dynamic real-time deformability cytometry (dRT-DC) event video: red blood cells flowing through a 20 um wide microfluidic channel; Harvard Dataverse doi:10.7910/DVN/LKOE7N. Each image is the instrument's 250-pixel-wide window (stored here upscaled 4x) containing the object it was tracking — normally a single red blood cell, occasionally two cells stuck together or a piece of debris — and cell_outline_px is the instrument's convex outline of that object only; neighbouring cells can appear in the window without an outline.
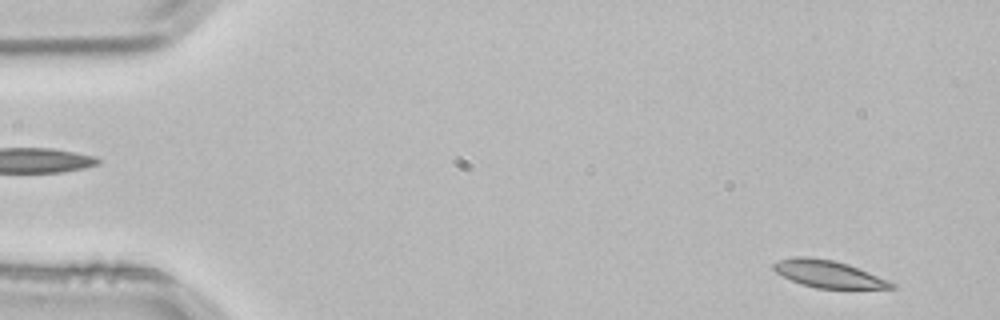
{"species": "common noctule bat (a hibernating species)", "species_latin": "Nyctalus noctula", "temperature_condition": "room temperature", "stored_images_in_passage": 4, "segment_of_instrument_passage": [2, 2], "camera_frame_rate_fps": 3000, "um_per_image_px": 0.085, "animal": {"sex": "male", "body_mass_g": 21.5, "forearm_length_mm": 52.0}, "frame": {"image": 1, "passage_image": 4, "time_ms": 1.0, "image_size_px": [1000, 320], "cell_outline_px": [[896, 288], [816, 288], [800, 284], [776, 272], [772, 268], [772, 264], [776, 260], [792, 256], [808, 256], [832, 260], [848, 264], [888, 280], [896, 284]], "centroid_in_image_um": [70.36, 23.27], "position_along_channel_um": 14.6, "area_um2": 18.61}}